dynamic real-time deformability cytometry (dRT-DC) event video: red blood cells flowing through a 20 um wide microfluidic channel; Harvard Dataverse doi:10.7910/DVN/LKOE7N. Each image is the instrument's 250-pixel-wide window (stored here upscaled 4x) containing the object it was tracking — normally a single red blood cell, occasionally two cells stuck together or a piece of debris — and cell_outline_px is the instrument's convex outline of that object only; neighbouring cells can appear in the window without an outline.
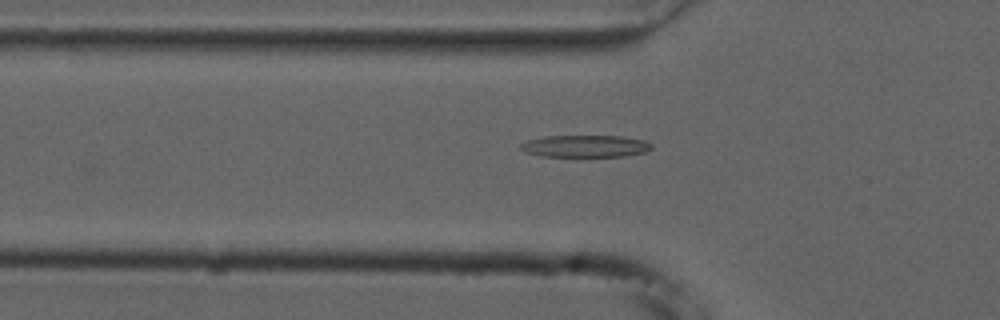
{"species": "common noctule bat (a hibernating species)", "species_latin": "Nyctalus noctula", "temperature_condition": "cold", "stored_images_in_passage": 25, "camera_frame_rate_fps": 3000, "um_per_image_px": 0.085, "animal": {"sex": "male", "forearm_length_mm": 52.5}, "frame": {"image": 1, "passage_image": 7, "time_ms": 2.0, "image_size_px": [1000, 320], "cell_outline_px": [[652, 148], [648, 152], [624, 156], [540, 156], [524, 152], [520, 148], [520, 144], [528, 140], [544, 136], [624, 136], [644, 140], [652, 144]], "centroid_in_image_um": [49.77, 12.42], "position_along_channel_um": 76.0, "area_um2": 16.94}}
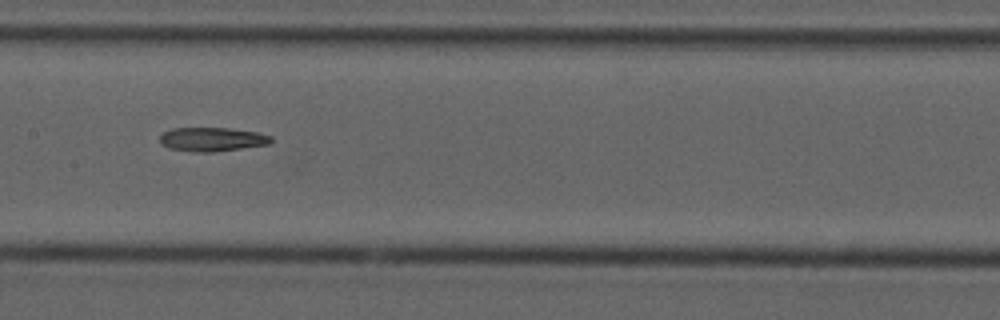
{"frame": {"image": 2, "passage_image": 16, "time_ms": 5.0, "image_size_px": [1000, 320], "cell_outline_px": [[272, 140], [268, 144], [212, 152], [196, 152], [168, 148], [160, 144], [160, 136], [164, 132], [172, 128], [228, 128], [256, 132], [272, 136]], "centroid_in_image_um": [17.99, 11.84], "position_along_channel_um": 189.4, "area_um2": 15.37}}
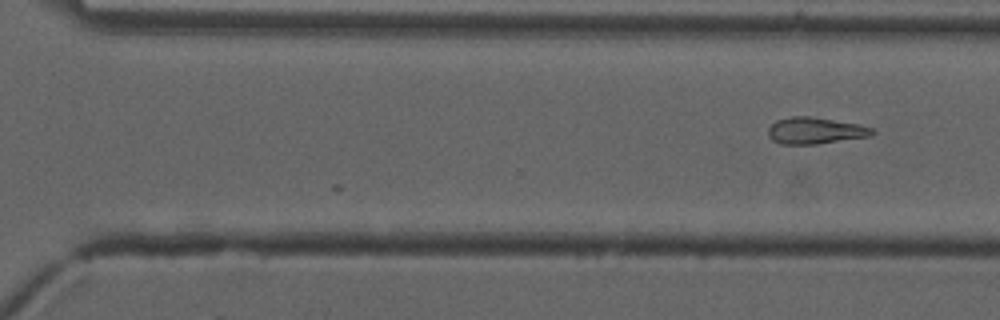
{"frame": {"image": 3, "passage_image": 25, "time_ms": 8.0, "image_size_px": [1000, 320], "cell_outline_px": [[876, 132], [872, 136], [816, 144], [780, 144], [772, 140], [768, 136], [768, 128], [776, 120], [792, 116], [812, 116], [860, 124], [872, 128]], "centroid_in_image_um": [69.3, 11.1], "position_along_channel_um": 301.3, "area_um2": 16.3}}